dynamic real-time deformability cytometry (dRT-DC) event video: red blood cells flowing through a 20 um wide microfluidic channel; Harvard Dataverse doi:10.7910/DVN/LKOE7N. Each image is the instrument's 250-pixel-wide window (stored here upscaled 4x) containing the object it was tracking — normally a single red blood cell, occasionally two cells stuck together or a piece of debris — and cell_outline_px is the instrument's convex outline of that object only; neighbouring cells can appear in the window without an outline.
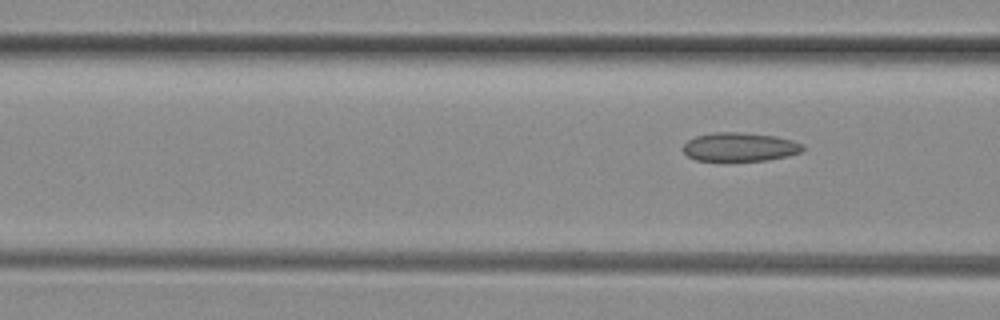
{"species": "common noctule bat (a hibernating species)", "species_latin": "Nyctalus noctula", "temperature_condition": "room temperature", "stored_images_in_passage": 7, "segment_of_instrument_passage": [2, 2], "camera_frame_rate_fps": 3000, "um_per_image_px": 0.085, "animal": {"sex": "female", "body_mass_g": 29.2, "forearm_length_mm": 56.3}, "frame": {"image": 1, "passage_image": 7, "time_ms": 2.0, "image_size_px": [1000, 320], "cell_outline_px": [[804, 148], [800, 152], [788, 156], [768, 160], [696, 160], [688, 156], [684, 152], [684, 144], [688, 140], [696, 136], [712, 132], [740, 132], [776, 136], [792, 140], [804, 144]], "centroid_in_image_um": [62.9, 12.48], "position_along_channel_um": 103.7, "area_um2": 19.94}}